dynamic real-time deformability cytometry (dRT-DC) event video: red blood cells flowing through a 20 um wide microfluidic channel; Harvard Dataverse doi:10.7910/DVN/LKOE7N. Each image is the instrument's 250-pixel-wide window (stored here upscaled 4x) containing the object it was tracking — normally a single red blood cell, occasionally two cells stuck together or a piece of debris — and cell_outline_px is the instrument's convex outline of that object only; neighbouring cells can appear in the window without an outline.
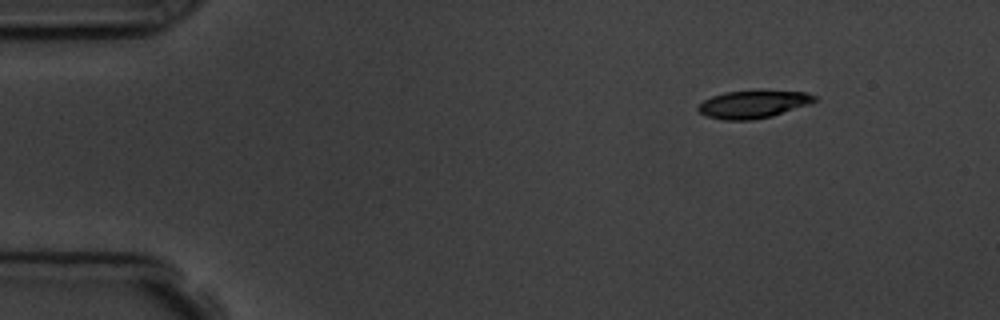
{"species": "common noctule bat (a hibernating species)", "species_latin": "Nyctalus noctula", "temperature_condition": "room temperature", "stored_images_in_passage": 4, "segment_of_instrument_passage": [2, 2], "camera_frame_rate_fps": 3000, "um_per_image_px": 0.085, "animal": {"sex": "male", "body_mass_g": 19.5, "forearm_length_mm": 54.6}, "frame": {"image": 1, "passage_image": 4, "time_ms": 4.0, "image_size_px": [1000, 320], "cell_outline_px": [[820, 100], [812, 104], [772, 116], [752, 120], [724, 120], [708, 116], [700, 112], [696, 108], [704, 100], [712, 96], [724, 92], [760, 88], [804, 92], [816, 96]], "centroid_in_image_um": [64.1, 8.82], "position_along_channel_um": 20.9, "area_um2": 19.59}}